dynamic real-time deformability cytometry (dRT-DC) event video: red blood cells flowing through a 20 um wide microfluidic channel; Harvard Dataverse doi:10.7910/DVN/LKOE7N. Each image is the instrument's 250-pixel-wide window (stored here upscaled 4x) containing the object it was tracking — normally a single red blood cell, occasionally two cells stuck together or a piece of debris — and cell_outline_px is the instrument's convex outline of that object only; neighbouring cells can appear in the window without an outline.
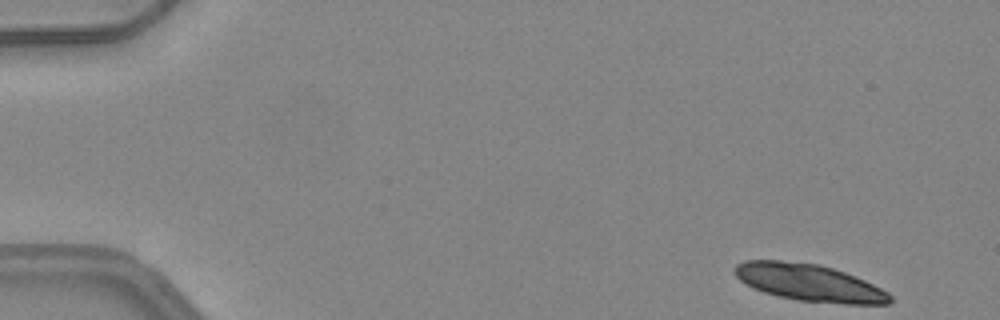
{"species": "common noctule bat (a hibernating species)", "species_latin": "Nyctalus noctula", "temperature_condition": "warm", "stored_images_in_passage": 18, "camera_frame_rate_fps": 3000, "um_per_image_px": 0.085, "animal": {"sex": "female", "body_mass_g": 24.6, "forearm_length_mm": 56.2}, "frame": {"image": 1, "passage_image": 1, "time_ms": 0.0, "image_size_px": [1000, 320], "cell_outline_px": [[892, 304], [844, 304], [796, 300], [764, 292], [752, 288], [744, 284], [732, 272], [732, 268], [736, 264], [744, 260], [780, 260], [820, 264], [856, 276], [888, 292], [892, 296]], "centroid_in_image_um": [68.75, 24.02], "position_along_channel_um": 16.2, "area_um2": 33.81}}